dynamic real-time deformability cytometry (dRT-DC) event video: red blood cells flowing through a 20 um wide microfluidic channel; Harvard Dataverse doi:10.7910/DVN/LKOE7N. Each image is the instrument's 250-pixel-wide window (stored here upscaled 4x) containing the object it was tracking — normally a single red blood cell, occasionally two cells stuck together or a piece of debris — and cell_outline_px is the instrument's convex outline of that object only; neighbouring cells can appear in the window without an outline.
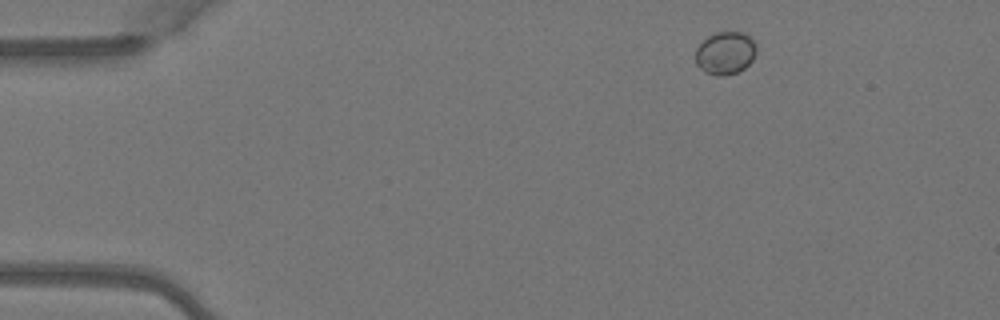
{"species": "Egyptian fruit bat (a non-hibernating species)", "species_latin": "Rousettus aegyptiacus", "temperature_condition": "warm", "stored_images_in_passage": 3, "camera_frame_rate_fps": 3000, "um_per_image_px": 0.085, "animal": {"sex": "female"}, "frame": {"image": 1, "passage_image": 1, "time_ms": 0.0, "image_size_px": [1000, 320], "cell_outline_px": [[756, 52], [752, 60], [744, 68], [736, 72], [724, 76], [716, 76], [704, 72], [696, 64], [696, 48], [708, 36], [716, 32], [744, 32], [756, 44]], "centroid_in_image_um": [61.64, 4.51], "position_along_channel_um": 23.4, "area_um2": 15.14}}
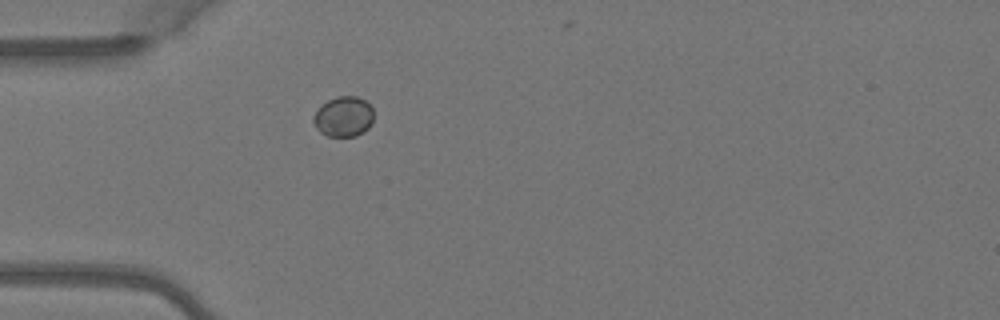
{"frame": {"image": 2, "passage_image": 3, "time_ms": 0.667, "image_size_px": [1000, 320], "cell_outline_px": [[372, 124], [364, 132], [356, 136], [328, 136], [320, 132], [316, 128], [312, 120], [312, 116], [328, 100], [336, 96], [356, 96], [364, 100], [372, 108]], "centroid_in_image_um": [29.2, 9.92], "position_along_channel_um": 55.8, "area_um2": 14.05}}